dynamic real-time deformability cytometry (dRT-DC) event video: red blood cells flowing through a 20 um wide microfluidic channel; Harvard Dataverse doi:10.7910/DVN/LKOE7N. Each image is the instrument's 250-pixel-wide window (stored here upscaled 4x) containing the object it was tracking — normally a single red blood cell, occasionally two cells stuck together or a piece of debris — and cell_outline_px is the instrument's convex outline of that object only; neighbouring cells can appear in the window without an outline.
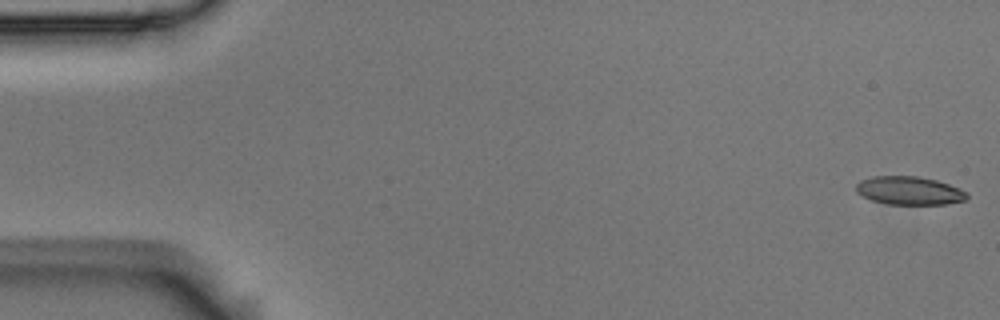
{"species": "Egyptian fruit bat (a non-hibernating species)", "species_latin": "Rousettus aegyptiacus", "temperature_condition": "room temperature", "stored_images_in_passage": 5, "camera_frame_rate_fps": 3000, "um_per_image_px": 0.085, "animal": {"sex": "male"}, "frame": {"image": 1, "passage_image": 1, "time_ms": 0.0, "image_size_px": [1000, 320], "cell_outline_px": [[968, 196], [964, 200], [944, 204], [888, 204], [872, 200], [856, 192], [856, 184], [860, 180], [872, 176], [916, 176], [936, 180], [960, 188], [968, 192]], "centroid_in_image_um": [77.28, 16.19], "position_along_channel_um": 7.7, "area_um2": 18.21}}
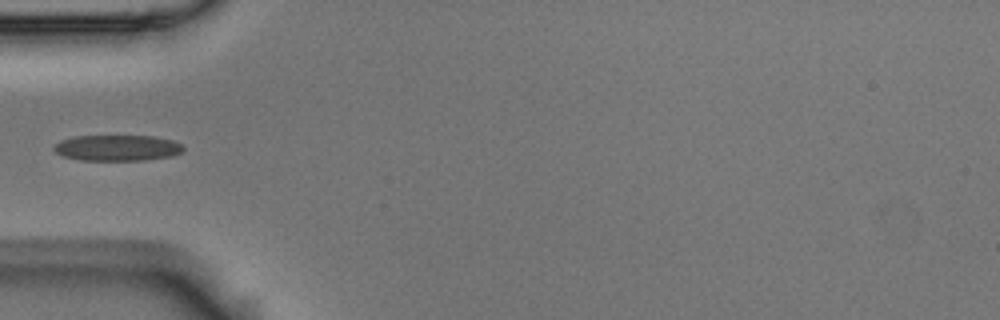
{"frame": {"image": 2, "passage_image": 5, "time_ms": 1.333, "image_size_px": [1000, 320], "cell_outline_px": [[184, 148], [180, 152], [172, 156], [144, 160], [80, 160], [64, 156], [56, 152], [52, 148], [60, 140], [76, 136], [152, 136], [172, 140], [180, 144]], "centroid_in_image_um": [9.95, 12.57], "position_along_channel_um": 75.0, "area_um2": 19.36}}